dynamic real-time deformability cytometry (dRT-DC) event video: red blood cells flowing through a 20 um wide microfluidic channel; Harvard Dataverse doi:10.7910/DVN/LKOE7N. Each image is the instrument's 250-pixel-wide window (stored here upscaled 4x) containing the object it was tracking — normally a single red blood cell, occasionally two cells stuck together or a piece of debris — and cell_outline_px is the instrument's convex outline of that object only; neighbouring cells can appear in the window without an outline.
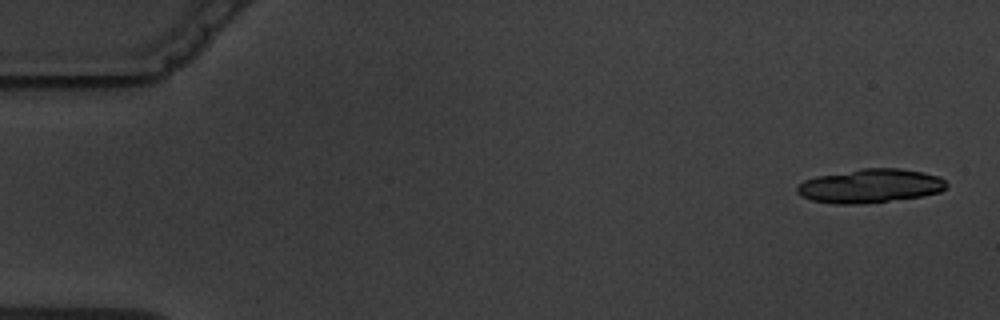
{"species": "common noctule bat (a hibernating species)", "species_latin": "Nyctalus noctula", "temperature_condition": "warm", "stored_images_in_passage": 6, "camera_frame_rate_fps": 3000, "um_per_image_px": 0.085, "animal": {"sex": "male", "body_mass_g": 19.5, "forearm_length_mm": 54.6}, "frame": {"image": 1, "passage_image": 1, "time_ms": 0.0, "image_size_px": [1000, 320], "cell_outline_px": [[948, 188], [940, 192], [924, 196], [856, 204], [836, 204], [812, 200], [796, 192], [796, 188], [804, 180], [816, 176], [860, 168], [900, 168], [924, 172], [940, 176], [948, 184]], "centroid_in_image_um": [74.01, 15.79], "position_along_channel_um": 11.0, "area_um2": 29.54}}